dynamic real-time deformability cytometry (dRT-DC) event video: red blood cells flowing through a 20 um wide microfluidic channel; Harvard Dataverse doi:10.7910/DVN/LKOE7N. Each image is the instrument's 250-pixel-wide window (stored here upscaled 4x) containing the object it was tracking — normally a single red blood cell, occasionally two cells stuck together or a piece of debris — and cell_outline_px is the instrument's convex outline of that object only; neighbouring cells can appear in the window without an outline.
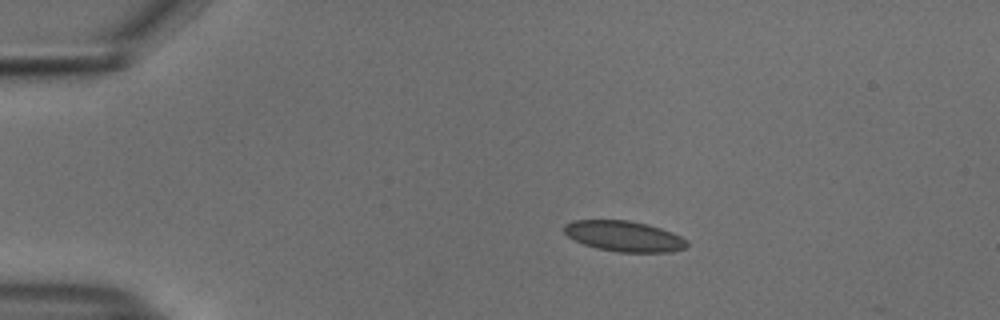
{"species": "common noctule bat (a hibernating species)", "species_latin": "Nyctalus noctula", "temperature_condition": "cold", "stored_images_in_passage": 50, "camera_frame_rate_fps": 3000, "um_per_image_px": 0.085, "animal": {"sex": "male", "body_mass_g": 18.8}, "frame": {"image": 1, "passage_image": 10, "time_ms": 3.0, "image_size_px": [1000, 320], "cell_outline_px": [[688, 244], [684, 248], [672, 252], [616, 252], [596, 248], [584, 244], [568, 236], [564, 232], [564, 224], [572, 220], [628, 220], [648, 224], [672, 232], [688, 240]], "centroid_in_image_um": [53.05, 20.07], "position_along_channel_um": 31.9, "area_um2": 21.96}}
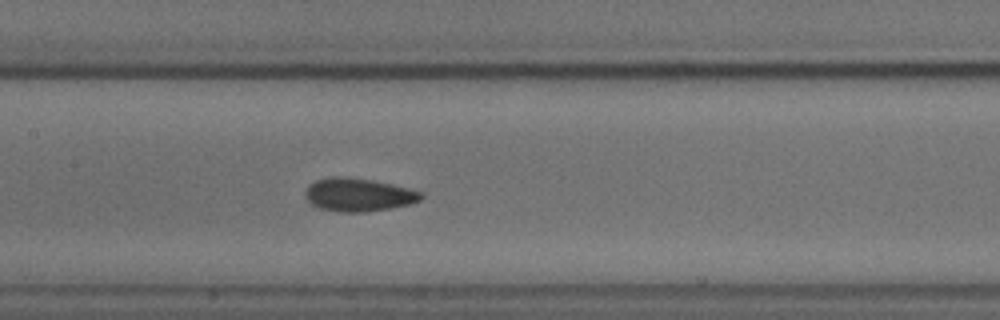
{"frame": {"image": 2, "passage_image": 26, "time_ms": 8.333, "image_size_px": [1000, 320], "cell_outline_px": [[424, 196], [420, 200], [412, 204], [392, 208], [368, 212], [340, 212], [320, 208], [312, 204], [304, 196], [304, 192], [308, 184], [316, 180], [332, 176], [348, 176], [372, 180], [392, 184], [424, 192]], "centroid_in_image_um": [30.48, 16.55], "position_along_channel_um": 176.9, "area_um2": 22.77}}
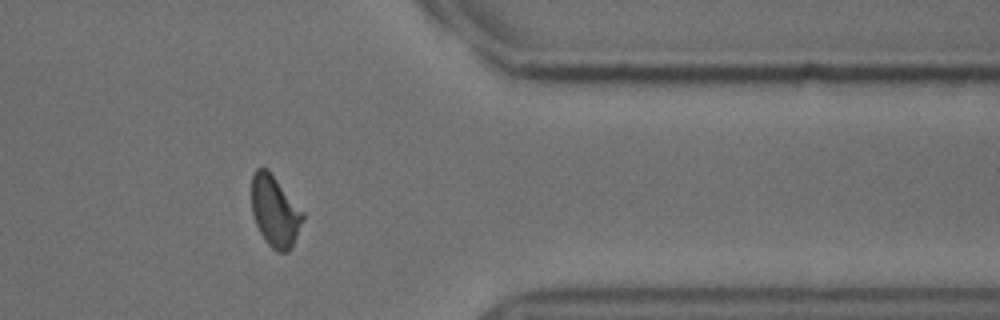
{"frame": {"image": 3, "passage_image": 44, "time_ms": 14.333, "image_size_px": [1000, 320], "cell_outline_px": [[304, 220], [288, 252], [276, 252], [268, 244], [260, 232], [256, 224], [252, 212], [252, 176], [256, 168], [268, 168], [304, 212]], "centroid_in_image_um": [23.37, 17.93], "position_along_channel_um": 388.0, "area_um2": 21.15}}